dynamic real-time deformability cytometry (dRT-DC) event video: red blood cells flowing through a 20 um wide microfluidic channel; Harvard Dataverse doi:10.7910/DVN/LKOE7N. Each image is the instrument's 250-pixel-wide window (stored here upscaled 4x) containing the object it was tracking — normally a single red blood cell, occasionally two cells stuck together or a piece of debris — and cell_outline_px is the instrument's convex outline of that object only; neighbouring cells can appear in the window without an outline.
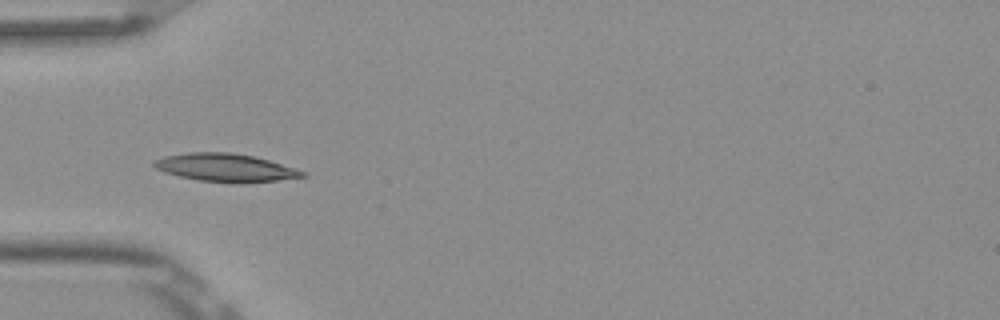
{"species": "Egyptian fruit bat (a non-hibernating species)", "species_latin": "Rousettus aegyptiacus", "temperature_condition": "room temperature", "stored_images_in_passage": 7, "camera_frame_rate_fps": 3000, "um_per_image_px": 0.085, "frame": {"image": 1, "passage_image": 4, "time_ms": 1.0, "image_size_px": [1000, 320], "cell_outline_px": [[308, 176], [276, 180], [200, 180], [180, 176], [164, 172], [156, 168], [152, 164], [152, 160], [164, 156], [188, 152], [232, 152], [252, 156], [268, 160], [304, 172]], "centroid_in_image_um": [19.05, 14.19], "position_along_channel_um": 66.0, "area_um2": 23.0}}
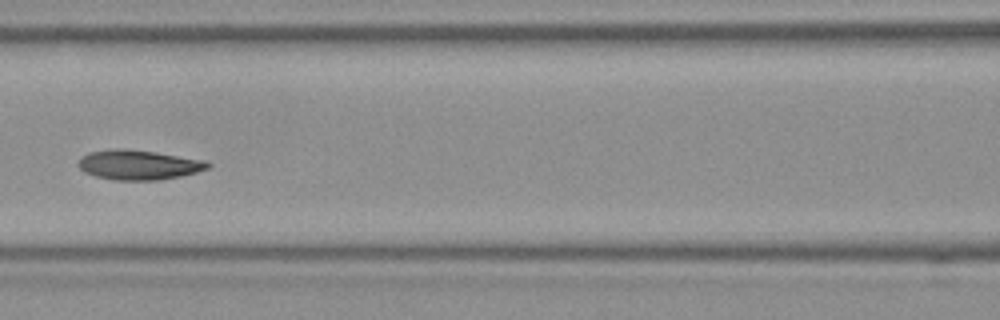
{"frame": {"image": 2, "passage_image": 6, "time_ms": 1.667, "image_size_px": [1000, 320], "cell_outline_px": [[212, 164], [208, 168], [196, 172], [180, 176], [160, 180], [116, 180], [96, 176], [84, 172], [76, 164], [80, 156], [88, 152], [112, 148], [124, 148], [156, 152], [208, 160]], "centroid_in_image_um": [11.77, 13.99], "position_along_channel_um": 154.8, "area_um2": 22.77}}
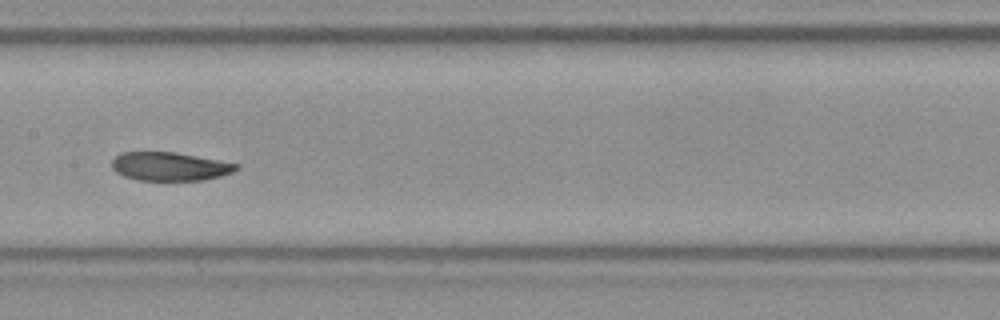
{"frame": {"image": 3, "passage_image": 7, "time_ms": 2.0, "image_size_px": [1000, 320], "cell_outline_px": [[240, 168], [232, 172], [220, 176], [204, 180], [136, 180], [124, 176], [116, 172], [112, 168], [112, 160], [120, 152], [176, 152], [240, 164]], "centroid_in_image_um": [14.43, 14.14], "position_along_channel_um": 193.0, "area_um2": 20.75}}